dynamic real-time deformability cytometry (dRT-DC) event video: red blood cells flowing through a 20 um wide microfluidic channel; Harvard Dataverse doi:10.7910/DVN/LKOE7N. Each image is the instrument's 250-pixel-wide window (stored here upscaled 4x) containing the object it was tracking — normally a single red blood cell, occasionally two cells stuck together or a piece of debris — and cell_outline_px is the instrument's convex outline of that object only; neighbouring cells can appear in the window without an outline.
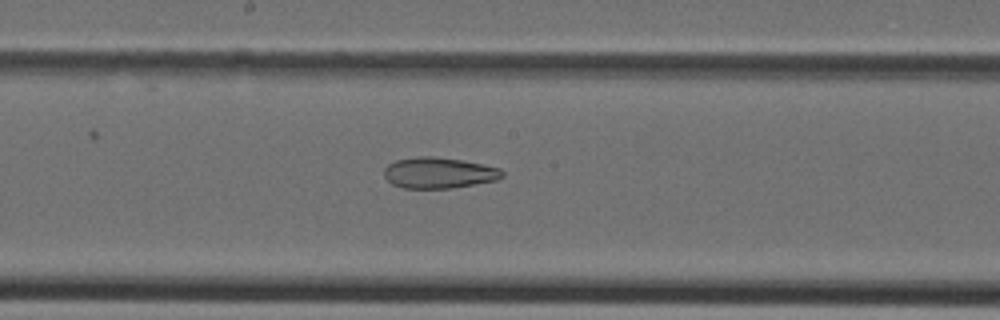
{"species": "Egyptian fruit bat (a non-hibernating species)", "species_latin": "Rousettus aegyptiacus", "temperature_condition": "cold", "stored_images_in_passage": 37, "camera_frame_rate_fps": 3000, "um_per_image_px": 0.085, "animal": {"sex": "female"}, "frame": {"image": 1, "passage_image": 21, "time_ms": 6.667, "image_size_px": [1000, 320], "cell_outline_px": [[504, 176], [496, 180], [448, 188], [404, 188], [392, 184], [384, 176], [384, 168], [388, 164], [396, 160], [416, 156], [432, 156], [464, 160], [484, 164], [500, 168], [504, 172]], "centroid_in_image_um": [37.29, 14.67], "position_along_channel_um": 210.9, "area_um2": 21.33}}
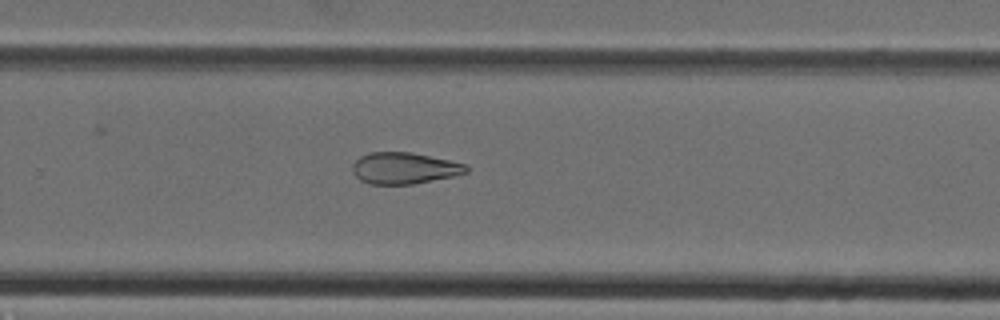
{"frame": {"image": 2, "passage_image": 26, "time_ms": 8.333, "image_size_px": [1000, 320], "cell_outline_px": [[468, 172], [456, 176], [412, 184], [368, 184], [360, 180], [352, 172], [352, 164], [360, 156], [372, 152], [408, 152], [468, 164]], "centroid_in_image_um": [34.36, 14.3], "position_along_channel_um": 295.4, "area_um2": 20.87}}
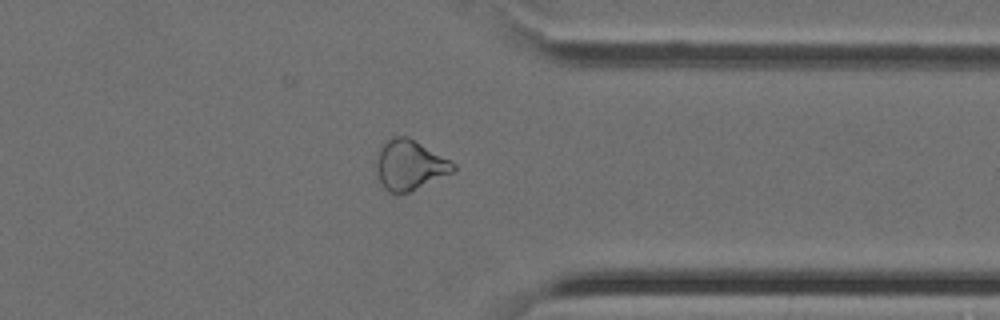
{"frame": {"image": 3, "passage_image": 31, "time_ms": 10.0, "image_size_px": [1000, 320], "cell_outline_px": [[456, 168], [452, 172], [408, 192], [388, 192], [384, 188], [380, 180], [376, 168], [376, 160], [380, 148], [392, 136], [408, 136], [452, 160], [456, 164]], "centroid_in_image_um": [34.84, 14.0], "position_along_channel_um": 376.6, "area_um2": 22.14}}